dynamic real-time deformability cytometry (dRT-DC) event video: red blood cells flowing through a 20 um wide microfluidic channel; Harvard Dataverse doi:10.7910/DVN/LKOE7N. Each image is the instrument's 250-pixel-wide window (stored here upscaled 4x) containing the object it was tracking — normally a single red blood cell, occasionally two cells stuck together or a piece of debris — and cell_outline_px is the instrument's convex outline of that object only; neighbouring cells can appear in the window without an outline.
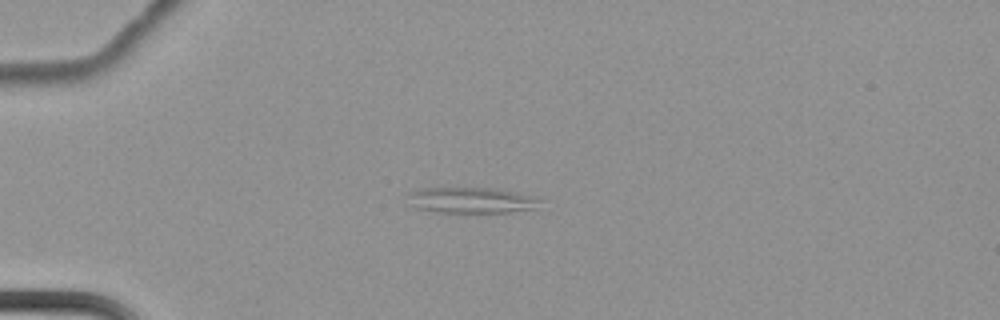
{"species": "common noctule bat (a hibernating species)", "species_latin": "Nyctalus noctula", "temperature_condition": "cold", "stored_images_in_passage": 3, "camera_frame_rate_fps": 3000, "um_per_image_px": 0.085, "animal": {"sex": "female", "body_mass_g": 22.7, "forearm_length_mm": 54.2}, "frame": {"image": 1, "passage_image": 1, "time_ms": 0.0, "image_size_px": [1000, 320], "cell_outline_px": [[548, 200], [532, 208], [508, 212], [440, 212], [416, 208], [408, 204], [404, 196], [408, 192], [424, 188], [496, 188], [516, 192]], "centroid_in_image_um": [40.02, 17.01], "position_along_channel_um": 45.0, "area_um2": 20.11}}
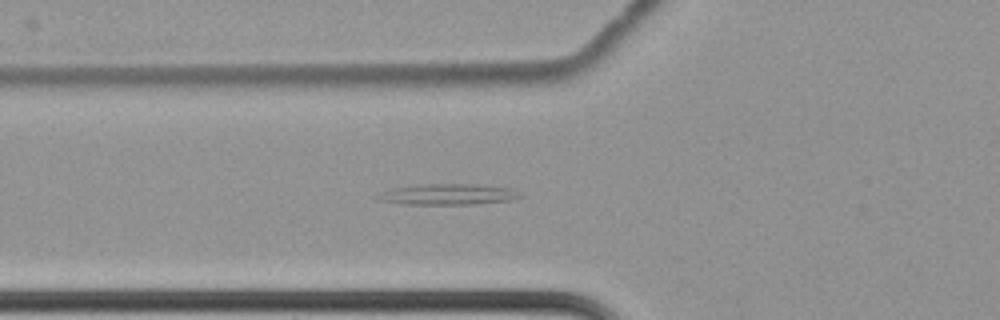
{"frame": {"image": 2, "passage_image": 3, "time_ms": 0.667, "image_size_px": [1000, 320], "cell_outline_px": [[524, 196], [512, 200], [476, 204], [400, 204], [380, 200], [376, 196], [392, 188], [416, 184], [476, 184], [508, 188]], "centroid_in_image_um": [38.08, 16.52], "position_along_channel_um": 87.7, "area_um2": 17.22}}